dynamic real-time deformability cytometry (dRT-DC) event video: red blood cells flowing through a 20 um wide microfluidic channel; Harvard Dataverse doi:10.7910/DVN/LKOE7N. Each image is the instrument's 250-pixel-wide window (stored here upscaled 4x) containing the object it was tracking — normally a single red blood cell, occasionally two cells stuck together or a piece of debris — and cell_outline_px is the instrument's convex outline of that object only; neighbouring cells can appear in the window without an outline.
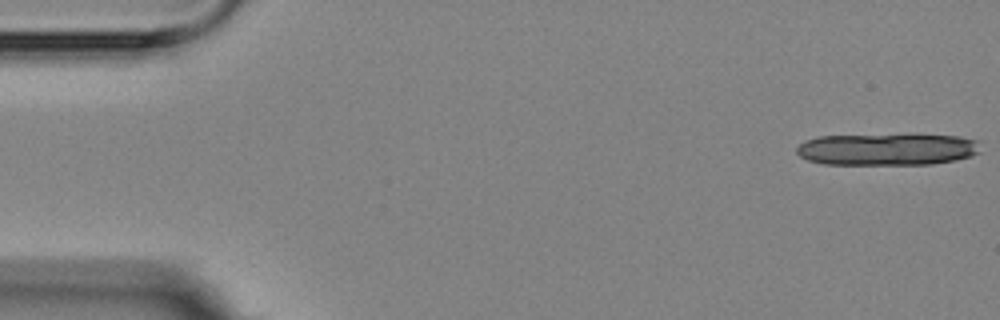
{"species": "Egyptian fruit bat (a non-hibernating species)", "species_latin": "Rousettus aegyptiacus", "temperature_condition": "room temperature", "stored_images_in_passage": 3, "camera_frame_rate_fps": 3000, "um_per_image_px": 0.085, "animal": {"sex": "female"}, "frame": {"image": 1, "passage_image": 3, "time_ms": 2.667, "image_size_px": [1000, 320], "cell_outline_px": [[980, 152], [972, 156], [956, 160], [932, 164], [824, 164], [808, 160], [800, 156], [796, 152], [796, 148], [804, 140], [816, 136], [916, 132], [960, 136], [980, 140]], "centroid_in_image_um": [75.47, 12.64], "position_along_channel_um": 9.5, "area_um2": 35.89}}